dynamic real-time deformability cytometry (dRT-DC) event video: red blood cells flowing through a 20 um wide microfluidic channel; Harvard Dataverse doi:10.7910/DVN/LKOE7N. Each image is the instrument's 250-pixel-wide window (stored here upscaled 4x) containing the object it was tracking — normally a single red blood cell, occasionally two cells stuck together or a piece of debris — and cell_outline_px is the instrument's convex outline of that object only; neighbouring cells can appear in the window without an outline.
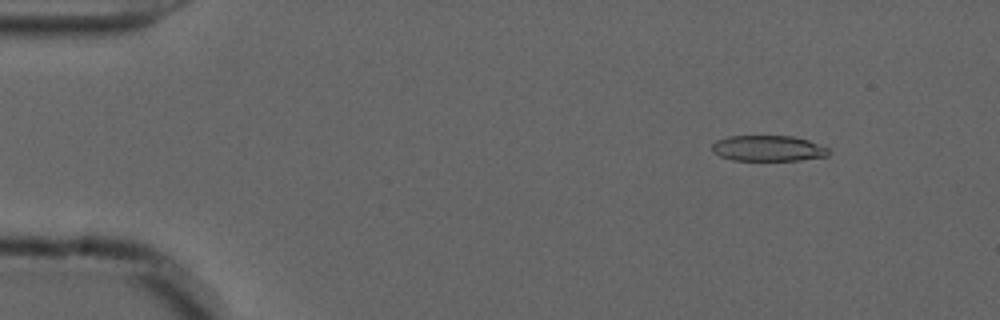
{"species": "common noctule bat (a hibernating species)", "species_latin": "Nyctalus noctula", "temperature_condition": "cold", "stored_images_in_passage": 55, "camera_frame_rate_fps": 3000, "um_per_image_px": 0.085, "animal": {"sex": "male", "forearm_length_mm": 52.5}, "frame": {"image": 1, "passage_image": 7, "time_ms": 2.0, "image_size_px": [1000, 320], "cell_outline_px": [[828, 156], [800, 160], [732, 160], [720, 156], [712, 152], [712, 144], [716, 140], [728, 136], [792, 136], [808, 140], [828, 148]], "centroid_in_image_um": [65.26, 12.61], "position_along_channel_um": 19.7, "area_um2": 17.46}}
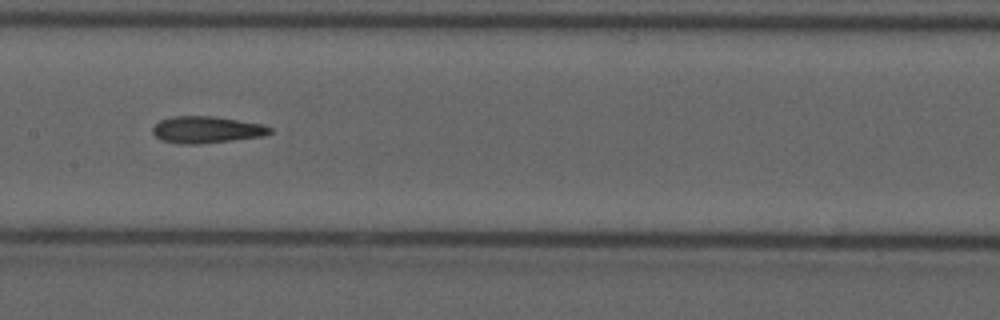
{"frame": {"image": 2, "passage_image": 28, "time_ms": 9.0, "image_size_px": [1000, 320], "cell_outline_px": [[272, 132], [264, 136], [200, 144], [180, 144], [160, 140], [152, 132], [152, 128], [160, 120], [172, 116], [216, 116], [264, 124], [272, 128]], "centroid_in_image_um": [17.57, 11.02], "position_along_channel_um": 189.8, "area_um2": 18.5}}
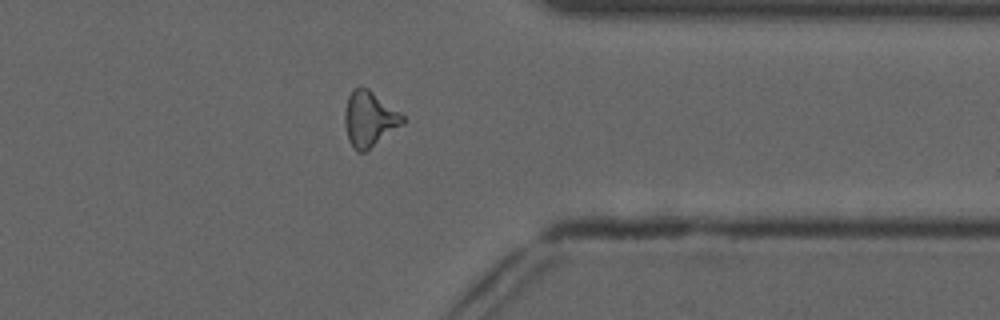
{"frame": {"image": 3, "passage_image": 44, "time_ms": 14.333, "image_size_px": [1000, 320], "cell_outline_px": [[408, 120], [404, 124], [364, 152], [356, 152], [352, 148], [348, 140], [344, 124], [344, 112], [348, 96], [352, 88], [360, 84], [368, 88], [400, 112]], "centroid_in_image_um": [31.38, 10.09], "position_along_channel_um": 380.0, "area_um2": 19.07}, "authors_computed_cell_mechanics": {"area_um2": 18.2648, "velocity_mm_per_s": 3.7314, "shape_relaxation_time_tau1_ms": null, "shape_relaxation_time_tau2_ms": 3.7076, "deformation_change_tau1": null, "deformation_change_tau2": 0.1368}}